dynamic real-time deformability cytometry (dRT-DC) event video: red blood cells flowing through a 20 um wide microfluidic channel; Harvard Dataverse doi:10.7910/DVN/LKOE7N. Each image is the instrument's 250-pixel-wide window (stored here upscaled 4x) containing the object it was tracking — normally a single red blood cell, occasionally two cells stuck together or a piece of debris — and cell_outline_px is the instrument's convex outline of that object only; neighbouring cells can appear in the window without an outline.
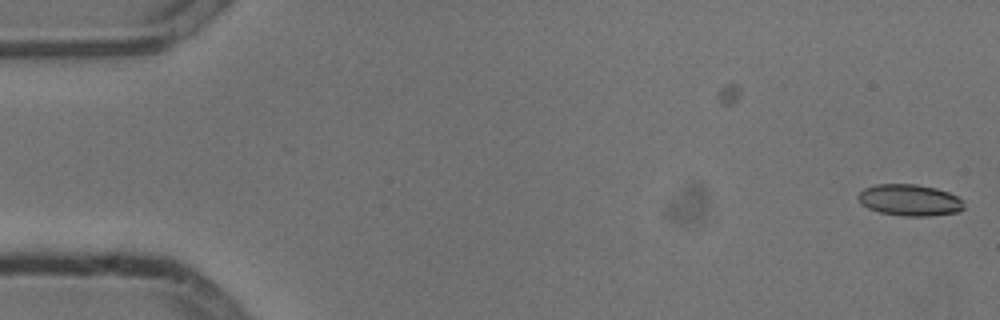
{"species": "common noctule bat (a hibernating species)", "species_latin": "Nyctalus noctula", "temperature_condition": "cold", "stored_images_in_passage": 2, "camera_frame_rate_fps": 3000, "um_per_image_px": 0.085, "animal": {"sex": "male", "body_mass_g": 13.3}, "frame": {"image": 1, "passage_image": 2, "time_ms": 0.333, "image_size_px": [1000, 320], "cell_outline_px": [[964, 208], [960, 212], [928, 216], [904, 216], [880, 212], [868, 208], [860, 204], [856, 196], [864, 188], [876, 184], [916, 184], [936, 188], [948, 192], [964, 200]], "centroid_in_image_um": [77.32, 17.01], "position_along_channel_um": 7.7, "area_um2": 19.59}}